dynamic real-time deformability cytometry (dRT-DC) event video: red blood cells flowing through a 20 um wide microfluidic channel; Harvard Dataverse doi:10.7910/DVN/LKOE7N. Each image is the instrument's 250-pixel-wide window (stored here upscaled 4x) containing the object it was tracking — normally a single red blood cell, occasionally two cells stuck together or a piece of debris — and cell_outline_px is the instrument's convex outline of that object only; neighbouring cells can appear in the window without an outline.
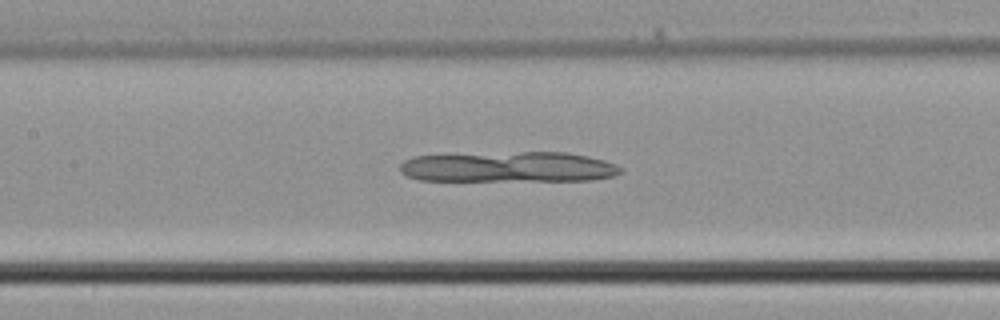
{"species": "common noctule bat (a hibernating species)", "species_latin": "Nyctalus noctula", "temperature_condition": "cold", "stored_images_in_passage": 37, "camera_frame_rate_fps": 3000, "um_per_image_px": 0.085, "animal": {"sex": "male", "body_mass_g": 21.5, "forearm_length_mm": 52.0}, "frame": {"image": 1, "passage_image": 17, "time_ms": 5.333, "image_size_px": [1000, 320], "cell_outline_px": [[624, 172], [612, 176], [592, 180], [420, 180], [408, 176], [400, 172], [400, 164], [404, 160], [412, 156], [520, 152], [568, 152], [588, 156], [604, 160], [616, 164], [624, 168]], "centroid_in_image_um": [43.28, 14.19], "position_along_channel_um": 164.1, "area_um2": 39.13}}
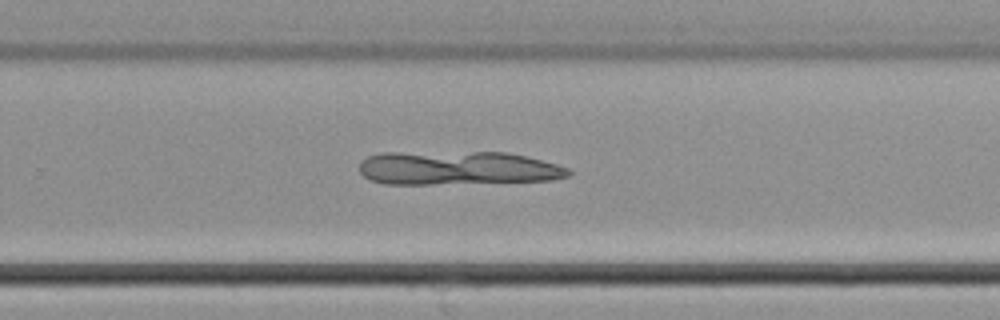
{"frame": {"image": 2, "passage_image": 24, "time_ms": 7.667, "image_size_px": [1000, 320], "cell_outline_px": [[572, 172], [568, 176], [552, 180], [432, 184], [384, 184], [368, 180], [360, 172], [360, 160], [368, 156], [380, 152], [508, 152], [556, 164], [568, 168]], "centroid_in_image_um": [38.83, 14.28], "position_along_channel_um": 291.0, "area_um2": 41.27}}
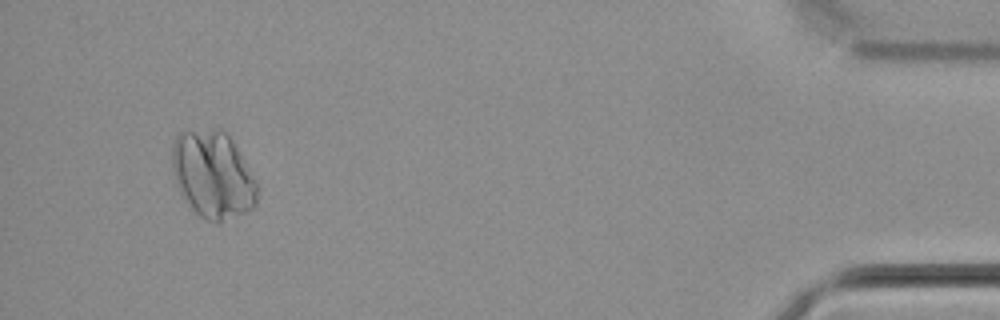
{"frame": {"image": 3, "passage_image": 35, "time_ms": 11.333, "image_size_px": [1000, 320], "cell_outline_px": [[256, 204], [252, 208], [220, 224], [216, 224], [200, 216], [184, 200], [180, 192], [176, 180], [172, 164], [172, 148], [176, 136], [180, 132], [216, 128], [220, 128], [232, 140], [256, 184]], "centroid_in_image_um": [18.06, 14.87], "position_along_channel_um": 417.1, "area_um2": 42.66}}